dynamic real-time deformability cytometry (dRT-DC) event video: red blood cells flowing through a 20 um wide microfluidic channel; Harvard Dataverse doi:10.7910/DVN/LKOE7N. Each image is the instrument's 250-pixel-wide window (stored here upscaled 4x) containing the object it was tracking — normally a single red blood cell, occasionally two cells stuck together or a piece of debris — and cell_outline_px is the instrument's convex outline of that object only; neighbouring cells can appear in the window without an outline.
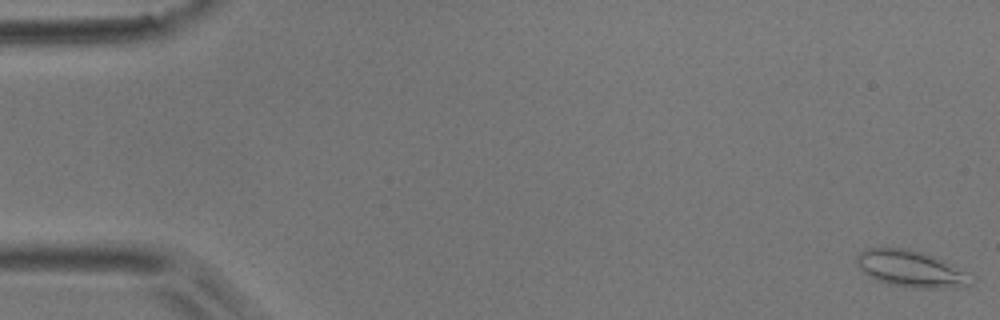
{"species": "common noctule bat (a hibernating species)", "species_latin": "Nyctalus noctula", "temperature_condition": "room temperature", "stored_images_in_passage": 52, "camera_frame_rate_fps": 3000, "um_per_image_px": 0.085, "animal": {"sex": "male", "body_mass_g": 17.9}, "frame": {"image": 1, "passage_image": 1, "time_ms": 0.0, "image_size_px": [1000, 320], "cell_outline_px": [[976, 280], [972, 284], [960, 288], [912, 288], [888, 284], [876, 280], [860, 272], [856, 264], [856, 256], [860, 252], [868, 248], [880, 244], [908, 248], [924, 252], [944, 260], [976, 276]], "centroid_in_image_um": [77.43, 22.82], "position_along_channel_um": 7.6, "area_um2": 25.78}}
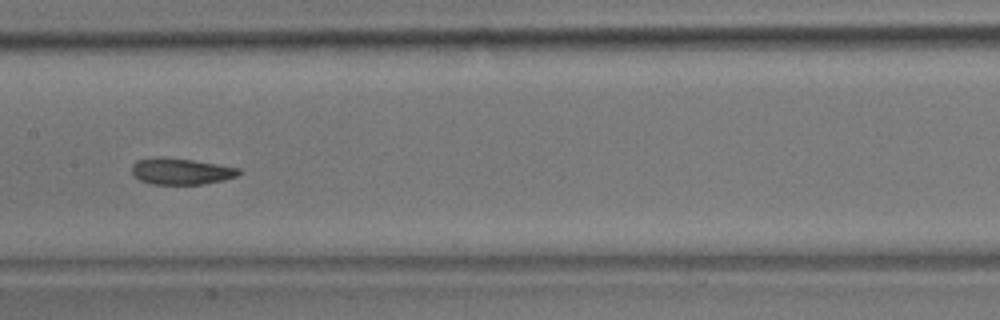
{"frame": {"image": 2, "passage_image": 26, "time_ms": 8.333, "image_size_px": [1000, 320], "cell_outline_px": [[244, 172], [236, 176], [224, 180], [204, 184], [152, 184], [140, 180], [132, 172], [132, 164], [136, 160], [192, 160], [240, 168]], "centroid_in_image_um": [15.48, 14.61], "position_along_channel_um": 191.9, "area_um2": 15.66}}
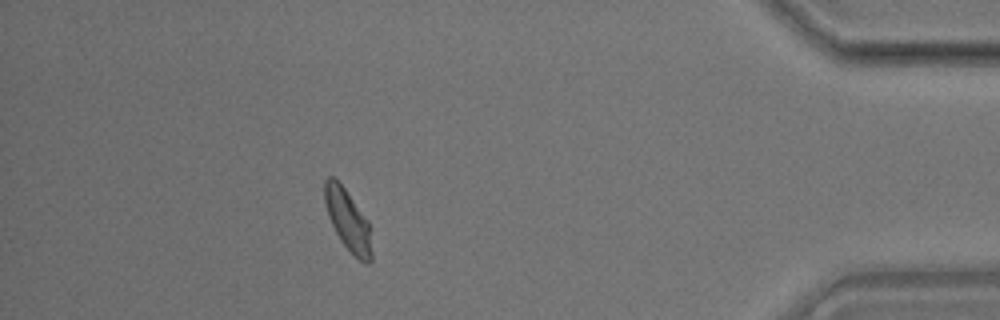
{"frame": {"image": 3, "passage_image": 46, "time_ms": 15.0, "image_size_px": [1000, 320], "cell_outline_px": [[372, 260], [368, 264], [364, 264], [340, 240], [328, 216], [324, 204], [324, 180], [328, 176], [332, 176], [344, 188], [368, 220], [372, 252]], "centroid_in_image_um": [29.56, 18.71], "position_along_channel_um": 405.6, "area_um2": 16.53}, "authors_computed_cell_mechanics": {"area_um2": 17.0221, "velocity_mm_per_s": 3.9344, "shape_relaxation_time_tau1_ms": 5.8597, "shape_relaxation_time_tau2_ms": 3.0763, "deformation_change_tau1": 0.137, "deformation_change_tau2": 0.0639}}